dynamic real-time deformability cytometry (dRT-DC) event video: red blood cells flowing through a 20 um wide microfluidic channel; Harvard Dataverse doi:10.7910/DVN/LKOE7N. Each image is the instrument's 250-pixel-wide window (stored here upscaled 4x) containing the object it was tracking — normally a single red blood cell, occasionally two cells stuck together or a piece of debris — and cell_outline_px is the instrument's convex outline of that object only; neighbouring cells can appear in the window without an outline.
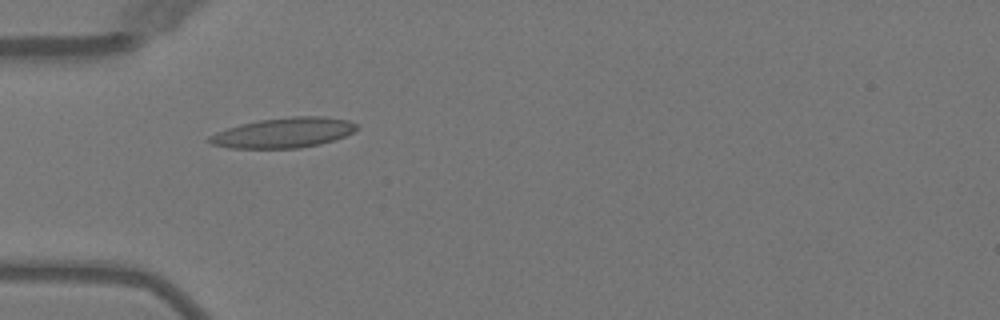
{"species": "Egyptian fruit bat (a non-hibernating species)", "species_latin": "Rousettus aegyptiacus", "temperature_condition": "warm", "stored_images_in_passage": 2, "camera_frame_rate_fps": 3000, "um_per_image_px": 0.085, "animal": {"sex": "female"}, "frame": {"image": 1, "passage_image": 2, "time_ms": 1.667, "image_size_px": [1000, 320], "cell_outline_px": [[360, 128], [344, 136], [320, 144], [300, 148], [228, 148], [212, 144], [208, 140], [208, 136], [216, 132], [240, 124], [260, 120], [292, 116], [324, 116], [348, 120], [356, 124]], "centroid_in_image_um": [24.11, 11.28], "position_along_channel_um": 60.9, "area_um2": 25.78}}